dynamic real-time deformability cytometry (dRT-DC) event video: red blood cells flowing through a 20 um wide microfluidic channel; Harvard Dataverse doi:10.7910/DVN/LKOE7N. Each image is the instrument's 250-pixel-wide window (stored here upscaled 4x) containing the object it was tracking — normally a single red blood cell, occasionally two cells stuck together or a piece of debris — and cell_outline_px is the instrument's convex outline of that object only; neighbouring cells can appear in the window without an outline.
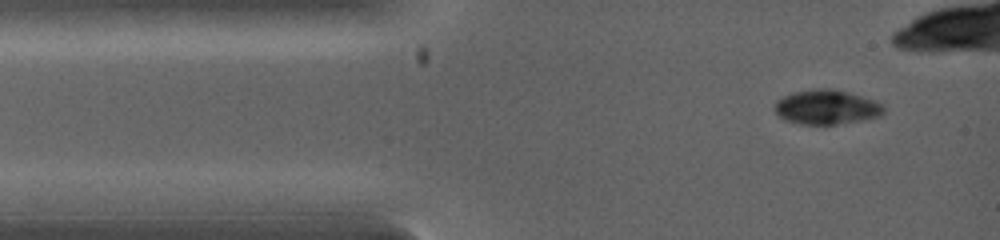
{"species": "common noctule bat (a hibernating species)", "species_latin": "Nyctalus noctula", "temperature_condition": "warm", "stored_images_in_passage": 7, "camera_frame_rate_fps": 5000, "um_per_image_px": 0.085, "animal": {"sex": "female", "body_mass_g": 19.0, "forearm_length_mm": 53.3}, "frame": {"image": 1, "passage_image": 1, "time_ms": 0.0, "image_size_px": [1000, 240], "cell_outline_px": [[884, 112], [880, 116], [864, 120], [836, 124], [800, 124], [784, 120], [776, 112], [776, 100], [792, 92], [812, 88], [836, 88], [876, 100], [884, 104]], "centroid_in_image_um": [70.3, 9.08], "position_along_channel_um": 14.7, "area_um2": 22.25}}
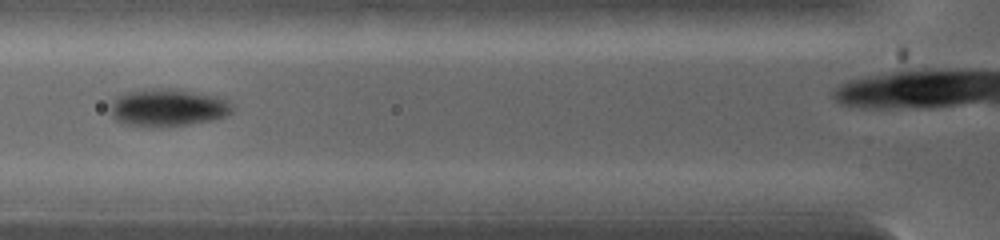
{"frame": {"image": 2, "passage_image": 4, "time_ms": 2.4, "image_size_px": [1000, 240], "cell_outline_px": [[236, 108], [228, 116], [216, 120], [160, 128], [128, 124], [116, 120], [112, 116], [112, 100], [116, 96], [124, 92], [184, 92], [208, 96], [224, 100]], "centroid_in_image_um": [14.27, 9.24], "position_along_channel_um": 111.5, "area_um2": 25.2}}
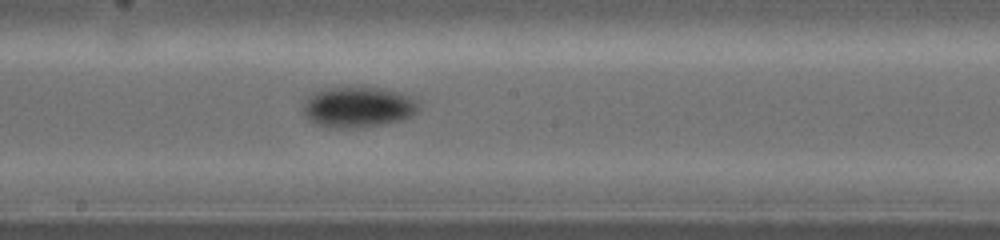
{"frame": {"image": 3, "passage_image": 7, "time_ms": 4.2, "image_size_px": [1000, 240], "cell_outline_px": [[420, 108], [412, 116], [404, 120], [384, 124], [360, 128], [328, 128], [316, 124], [304, 116], [304, 104], [312, 96], [320, 92], [344, 88], [372, 88], [392, 92], [404, 96], [412, 100]], "centroid_in_image_um": [30.43, 9.18], "position_along_channel_um": 217.8, "area_um2": 26.24}}